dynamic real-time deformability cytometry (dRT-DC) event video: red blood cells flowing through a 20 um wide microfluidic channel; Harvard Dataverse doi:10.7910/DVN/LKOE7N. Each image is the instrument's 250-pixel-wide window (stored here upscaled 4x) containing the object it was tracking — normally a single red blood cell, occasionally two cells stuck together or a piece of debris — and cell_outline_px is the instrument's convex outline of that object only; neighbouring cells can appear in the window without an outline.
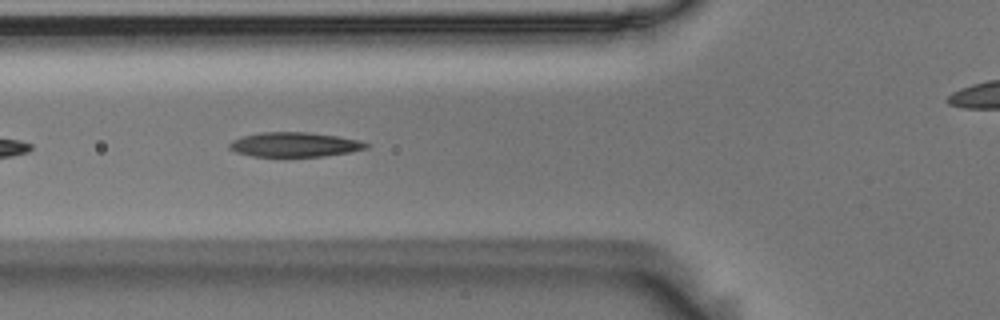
{"species": "Egyptian fruit bat (a non-hibernating species)", "species_latin": "Rousettus aegyptiacus", "temperature_condition": "room temperature", "stored_images_in_passage": 10, "camera_frame_rate_fps": 3000, "um_per_image_px": 0.085, "animal": {"sex": "male"}, "frame": {"image": 1, "passage_image": 6, "time_ms": 1.667, "image_size_px": [1000, 320], "cell_outline_px": [[372, 144], [368, 148], [352, 152], [324, 156], [252, 156], [236, 152], [228, 148], [228, 144], [232, 140], [240, 136], [260, 132], [308, 132], [340, 136], [360, 140]], "centroid_in_image_um": [25.07, 12.28], "position_along_channel_um": 100.7, "area_um2": 19.88}}